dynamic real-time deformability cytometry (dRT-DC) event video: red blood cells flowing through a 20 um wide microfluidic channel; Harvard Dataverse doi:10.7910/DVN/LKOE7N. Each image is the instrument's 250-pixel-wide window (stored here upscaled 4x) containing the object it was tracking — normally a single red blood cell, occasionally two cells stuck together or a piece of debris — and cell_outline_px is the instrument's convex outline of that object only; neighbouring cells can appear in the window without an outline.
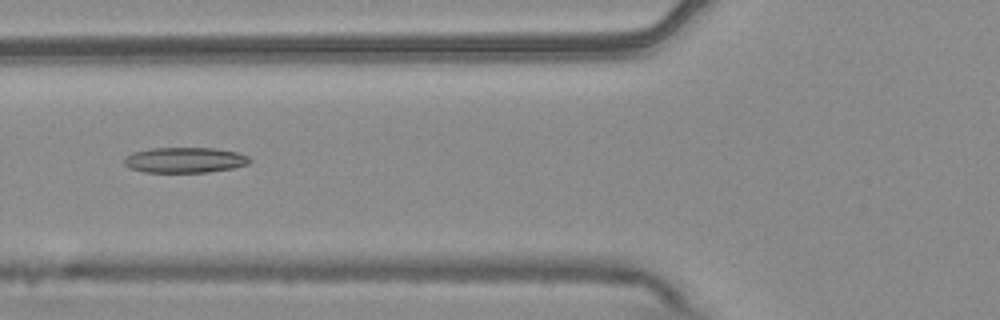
{"species": "common noctule bat (a hibernating species)", "species_latin": "Nyctalus noctula", "temperature_condition": "warm", "stored_images_in_passage": 7, "camera_frame_rate_fps": 3000, "um_per_image_px": 0.085, "animal": {"sex": "male", "body_mass_g": 20.4}, "frame": {"image": 1, "passage_image": 5, "time_ms": 1.333, "image_size_px": [1000, 320], "cell_outline_px": [[252, 160], [248, 164], [232, 168], [208, 172], [144, 172], [128, 168], [124, 164], [124, 156], [132, 152], [148, 148], [216, 148], [236, 152], [248, 156]], "centroid_in_image_um": [15.67, 13.6], "position_along_channel_um": 110.1, "area_um2": 18.79}}
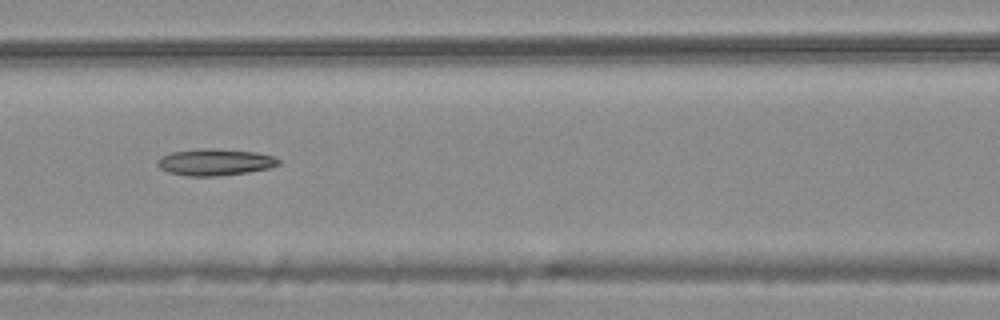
{"frame": {"image": 2, "passage_image": 6, "time_ms": 1.667, "image_size_px": [1000, 320], "cell_outline_px": [[280, 164], [268, 168], [248, 172], [216, 176], [188, 176], [168, 172], [160, 168], [156, 164], [164, 156], [172, 152], [204, 148], [208, 148], [256, 152], [272, 156], [280, 160]], "centroid_in_image_um": [18.29, 13.79], "position_along_channel_um": 148.3, "area_um2": 18.5}}
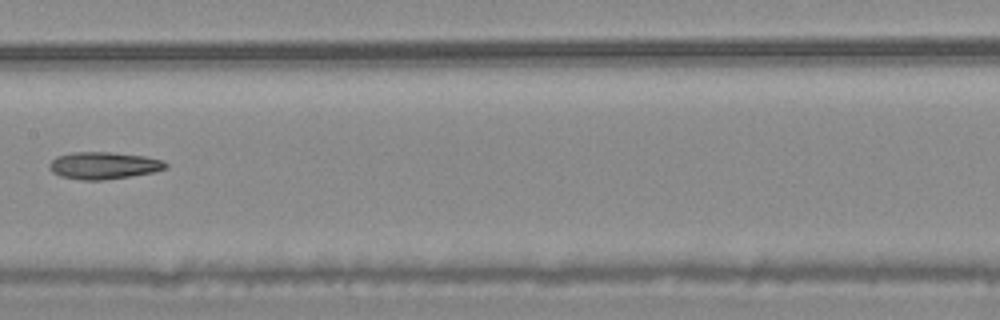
{"frame": {"image": 3, "passage_image": 7, "time_ms": 2.0, "image_size_px": [1000, 320], "cell_outline_px": [[168, 168], [152, 172], [104, 180], [80, 180], [60, 176], [52, 172], [48, 164], [56, 156], [72, 152], [112, 152], [144, 156], [160, 160], [168, 164]], "centroid_in_image_um": [8.77, 14.06], "position_along_channel_um": 198.6, "area_um2": 18.32}}